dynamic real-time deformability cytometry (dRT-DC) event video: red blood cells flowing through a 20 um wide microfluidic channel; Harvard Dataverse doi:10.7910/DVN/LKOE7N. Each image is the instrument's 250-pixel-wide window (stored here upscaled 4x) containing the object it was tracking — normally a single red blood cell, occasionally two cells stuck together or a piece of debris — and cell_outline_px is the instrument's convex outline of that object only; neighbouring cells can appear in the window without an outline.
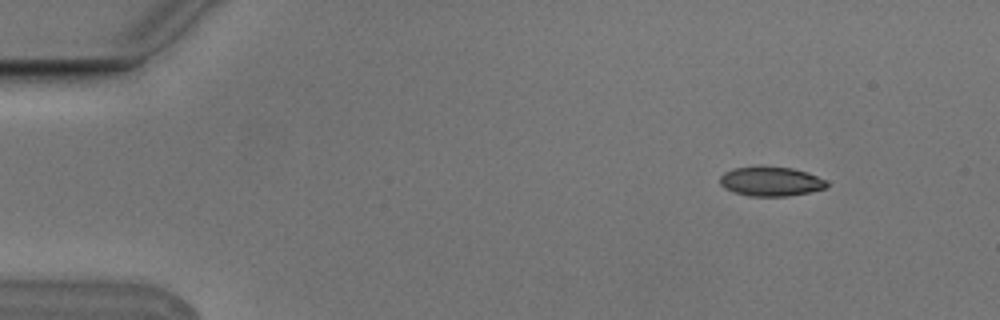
{"species": "Egyptian fruit bat (a non-hibernating species)", "species_latin": "Rousettus aegyptiacus", "temperature_condition": "cold", "stored_images_in_passage": 3, "camera_frame_rate_fps": 3000, "um_per_image_px": 0.085, "animal": {"sex": "male"}, "frame": {"image": 1, "passage_image": 1, "time_ms": 0.0, "image_size_px": [1000, 320], "cell_outline_px": [[828, 188], [788, 196], [748, 196], [724, 188], [720, 184], [720, 176], [724, 172], [736, 168], [792, 168], [808, 172], [828, 180]], "centroid_in_image_um": [65.58, 15.44], "position_along_channel_um": 19.4, "area_um2": 17.98}}